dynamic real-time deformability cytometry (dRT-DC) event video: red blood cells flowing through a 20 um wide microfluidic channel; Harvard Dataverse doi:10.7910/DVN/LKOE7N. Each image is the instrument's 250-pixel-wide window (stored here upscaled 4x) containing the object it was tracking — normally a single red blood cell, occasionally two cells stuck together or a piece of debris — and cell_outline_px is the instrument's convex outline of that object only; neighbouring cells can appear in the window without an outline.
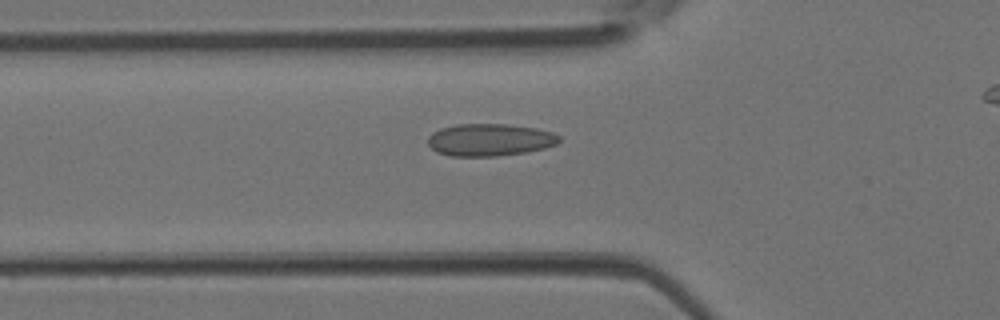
{"species": "Egyptian fruit bat (a non-hibernating species)", "species_latin": "Rousettus aegyptiacus", "temperature_condition": "room temperature", "stored_images_in_passage": 30, "camera_frame_rate_fps": 3000, "um_per_image_px": 0.085, "animal": {"sex": "female"}, "frame": {"image": 1, "passage_image": 4, "time_ms": 1.0, "image_size_px": [1000, 320], "cell_outline_px": [[560, 140], [556, 144], [544, 148], [524, 152], [496, 156], [452, 156], [436, 152], [428, 144], [428, 136], [432, 132], [440, 128], [456, 124], [508, 124], [536, 128], [552, 132], [560, 136]], "centroid_in_image_um": [41.6, 11.88], "position_along_channel_um": 84.2, "area_um2": 24.74}}
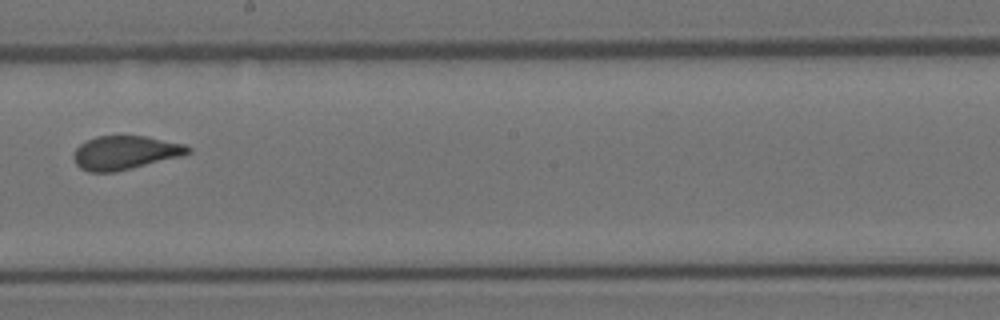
{"frame": {"image": 2, "passage_image": 14, "time_ms": 4.333, "image_size_px": [1000, 320], "cell_outline_px": [[192, 152], [180, 156], [112, 172], [88, 172], [80, 168], [76, 164], [72, 156], [72, 152], [80, 144], [96, 136], [144, 136], [184, 144], [192, 148]], "centroid_in_image_um": [10.59, 12.97], "position_along_channel_um": 237.6, "area_um2": 22.2}}
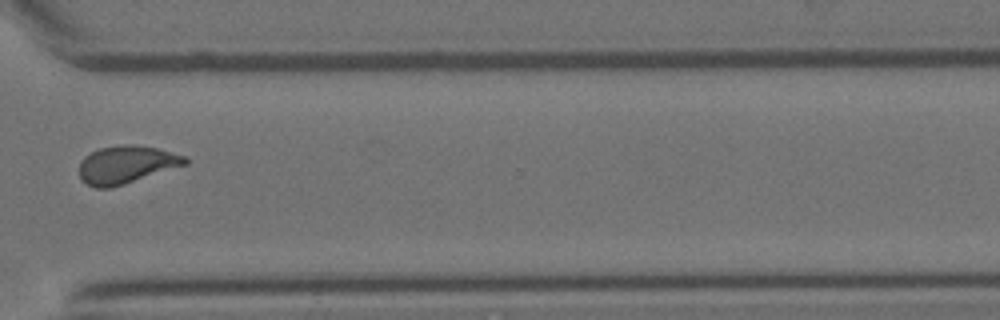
{"frame": {"image": 3, "passage_image": 22, "time_ms": 7.0, "image_size_px": [1000, 320], "cell_outline_px": [[188, 164], [112, 188], [96, 188], [80, 180], [80, 160], [84, 156], [100, 148], [124, 144], [156, 148], [188, 156]], "centroid_in_image_um": [10.75, 14.0], "position_along_channel_um": 359.9, "area_um2": 23.29}}